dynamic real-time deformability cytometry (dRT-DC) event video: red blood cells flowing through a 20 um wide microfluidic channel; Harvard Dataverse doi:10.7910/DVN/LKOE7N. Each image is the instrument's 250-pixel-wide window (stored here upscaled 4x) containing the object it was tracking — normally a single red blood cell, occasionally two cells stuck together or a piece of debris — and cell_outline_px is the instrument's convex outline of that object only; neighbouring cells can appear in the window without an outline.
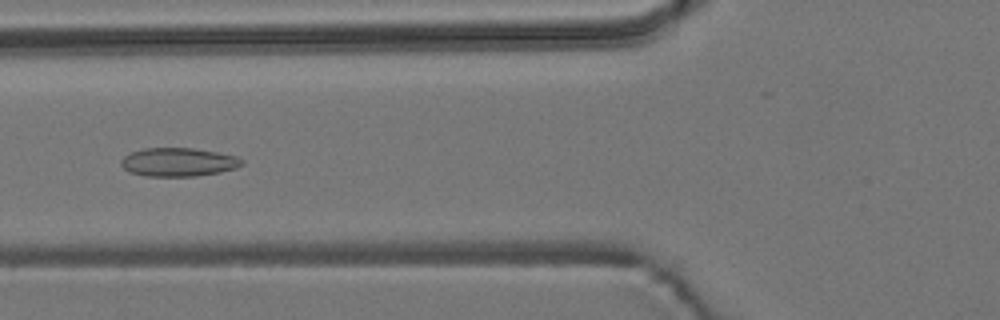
{"species": "common noctule bat (a hibernating species)", "species_latin": "Nyctalus noctula", "temperature_condition": "room temperature", "stored_images_in_passage": 56, "camera_frame_rate_fps": 3000, "um_per_image_px": 0.085, "animal": {"sex": "male", "body_mass_g": 19.2, "forearm_length_mm": 51.8}, "frame": {"image": 1, "passage_image": 22, "time_ms": 7.0, "image_size_px": [1000, 320], "cell_outline_px": [[244, 164], [236, 168], [220, 172], [196, 176], [144, 176], [128, 172], [120, 164], [120, 160], [124, 156], [132, 152], [144, 148], [192, 148], [216, 152], [236, 156], [244, 160]], "centroid_in_image_um": [15.15, 13.78], "position_along_channel_um": 110.6, "area_um2": 20.17}}
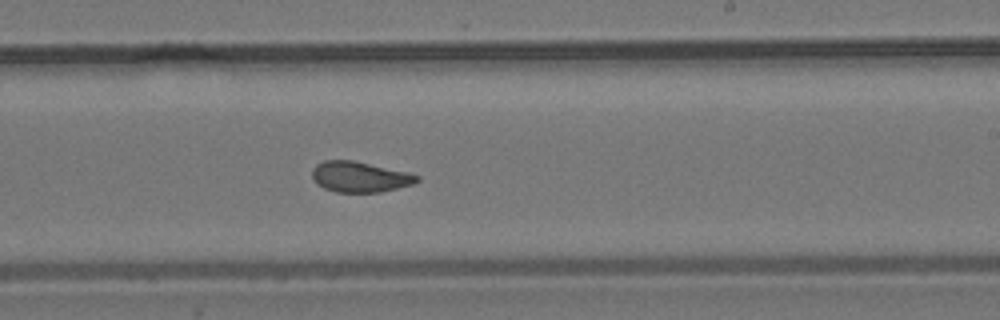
{"frame": {"image": 2, "passage_image": 34, "time_ms": 11.0, "image_size_px": [1000, 320], "cell_outline_px": [[420, 180], [412, 184], [380, 192], [336, 192], [324, 188], [312, 176], [312, 168], [316, 164], [324, 160], [352, 160], [408, 172], [420, 176]], "centroid_in_image_um": [30.59, 15.02], "position_along_channel_um": 258.4, "area_um2": 18.5}}
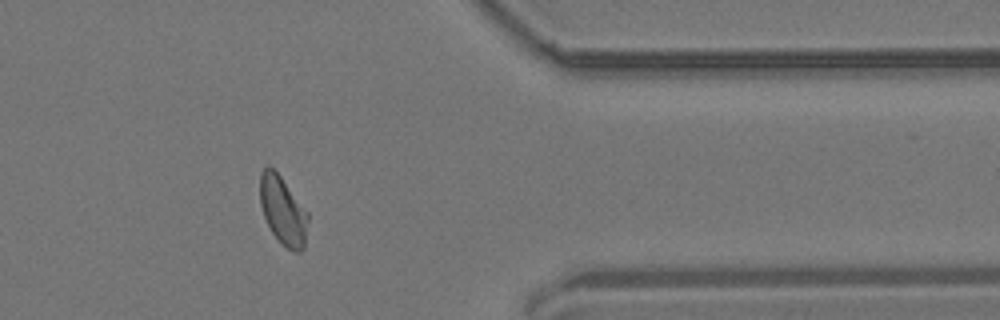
{"frame": {"image": 3, "passage_image": 46, "time_ms": 15.0, "image_size_px": [1000, 320], "cell_outline_px": [[308, 220], [304, 248], [300, 252], [296, 252], [284, 248], [280, 244], [272, 232], [264, 216], [260, 204], [260, 172], [268, 164], [280, 176], [308, 212]], "centroid_in_image_um": [24.04, 17.93], "position_along_channel_um": 387.4, "area_um2": 19.13}, "authors_computed_cell_mechanics": {"area_um2": 19.4786, "velocity_mm_per_s": 3.699, "shape_relaxation_time_tau1_ms": null, "shape_relaxation_time_tau2_ms": 1.4124, "deformation_change_tau1": null, "deformation_change_tau2": 0.0549}}